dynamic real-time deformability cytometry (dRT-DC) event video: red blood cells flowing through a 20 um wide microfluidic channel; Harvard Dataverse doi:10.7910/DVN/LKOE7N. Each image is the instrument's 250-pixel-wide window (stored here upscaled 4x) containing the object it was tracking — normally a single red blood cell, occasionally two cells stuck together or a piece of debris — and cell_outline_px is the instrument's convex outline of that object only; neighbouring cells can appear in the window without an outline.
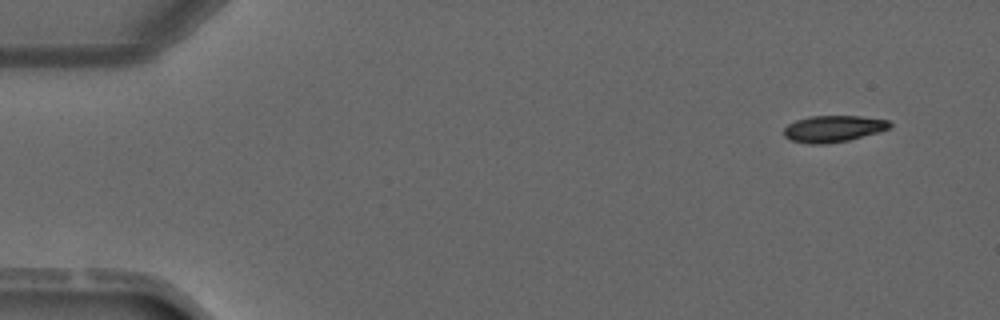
{"species": "common noctule bat (a hibernating species)", "species_latin": "Nyctalus noctula", "temperature_condition": "warm", "stored_images_in_passage": 4, "camera_frame_rate_fps": 3000, "um_per_image_px": 0.085, "animal": {"sex": "male", "forearm_length_mm": 52.5}, "frame": {"image": 1, "passage_image": 1, "time_ms": 0.0, "image_size_px": [1000, 320], "cell_outline_px": [[892, 128], [880, 132], [848, 140], [828, 144], [808, 144], [788, 140], [784, 136], [784, 128], [788, 124], [796, 120], [808, 116], [860, 116], [888, 120], [892, 124]], "centroid_in_image_um": [70.83, 10.95], "position_along_channel_um": 14.2, "area_um2": 16.65}}
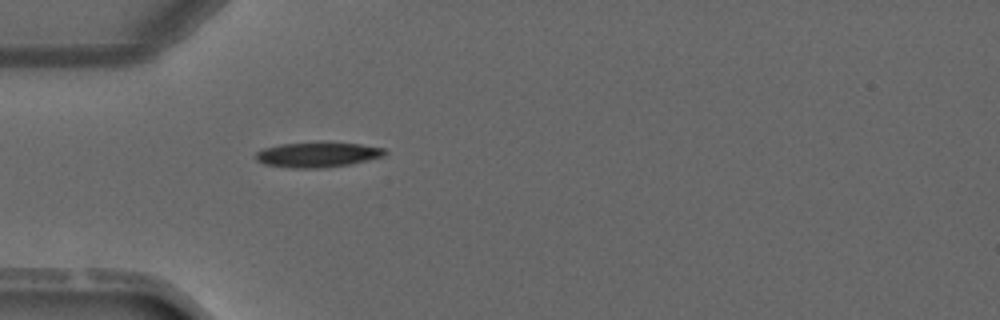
{"frame": {"image": 2, "passage_image": 4, "time_ms": 3.333, "image_size_px": [1000, 320], "cell_outline_px": [[388, 152], [384, 156], [352, 164], [324, 168], [292, 168], [264, 164], [256, 160], [256, 152], [264, 148], [284, 144], [360, 144], [384, 148]], "centroid_in_image_um": [27.02, 13.18], "position_along_channel_um": 58.0, "area_um2": 18.32}}